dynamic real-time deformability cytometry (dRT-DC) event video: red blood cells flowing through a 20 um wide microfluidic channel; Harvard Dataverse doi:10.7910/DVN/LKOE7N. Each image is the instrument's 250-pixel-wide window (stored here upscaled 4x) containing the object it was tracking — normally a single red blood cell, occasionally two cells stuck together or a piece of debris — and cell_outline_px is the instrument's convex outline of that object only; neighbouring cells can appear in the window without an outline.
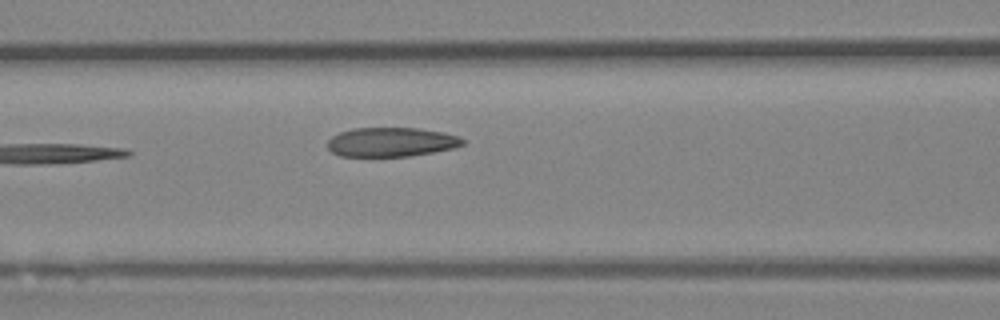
{"species": "Egyptian fruit bat (a non-hibernating species)", "species_latin": "Rousettus aegyptiacus", "temperature_condition": "room temperature", "stored_images_in_passage": 7, "camera_frame_rate_fps": 3000, "um_per_image_px": 0.085, "animal": {"sex": "female"}, "frame": {"image": 1, "passage_image": 7, "time_ms": 7.0, "image_size_px": [1000, 320], "cell_outline_px": [[464, 144], [456, 148], [408, 156], [340, 156], [332, 152], [328, 148], [328, 140], [332, 136], [340, 132], [352, 128], [420, 128], [444, 132], [460, 136], [464, 140]], "centroid_in_image_um": [33.28, 12.07], "position_along_channel_um": 133.3, "area_um2": 23.12}}